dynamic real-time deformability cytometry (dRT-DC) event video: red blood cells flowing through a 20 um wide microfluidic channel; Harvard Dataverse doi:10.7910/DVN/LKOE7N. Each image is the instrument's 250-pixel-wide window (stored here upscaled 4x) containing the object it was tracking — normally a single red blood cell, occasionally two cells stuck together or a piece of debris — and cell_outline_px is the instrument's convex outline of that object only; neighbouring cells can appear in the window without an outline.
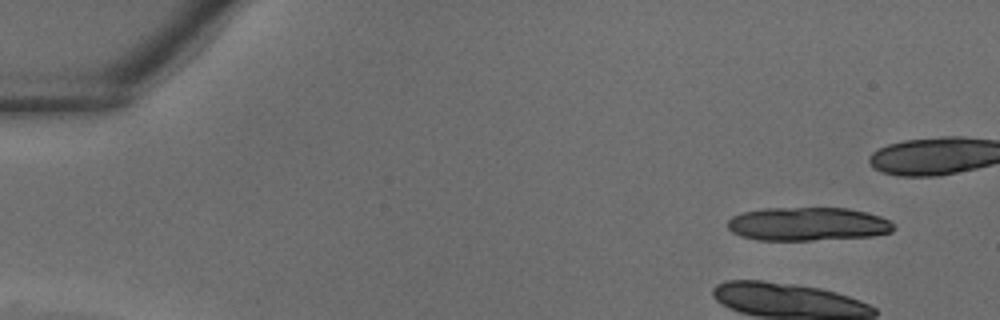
{"species": "common noctule bat (a hibernating species)", "species_latin": "Nyctalus noctula", "temperature_condition": "warm", "stored_images_in_passage": 29, "camera_frame_rate_fps": 3000, "um_per_image_px": 0.085, "animal": {"sex": "male", "body_mass_g": 18.8}, "frame": {"image": 1, "passage_image": 1, "time_ms": 0.0, "image_size_px": [1000, 320], "cell_outline_px": [[896, 228], [892, 232], [872, 236], [812, 240], [756, 240], [740, 236], [732, 232], [728, 228], [728, 220], [732, 216], [740, 212], [764, 208], [848, 208], [868, 212], [880, 216], [888, 220]], "centroid_in_image_um": [68.64, 19.04], "position_along_channel_um": 16.4, "area_um2": 32.66}}